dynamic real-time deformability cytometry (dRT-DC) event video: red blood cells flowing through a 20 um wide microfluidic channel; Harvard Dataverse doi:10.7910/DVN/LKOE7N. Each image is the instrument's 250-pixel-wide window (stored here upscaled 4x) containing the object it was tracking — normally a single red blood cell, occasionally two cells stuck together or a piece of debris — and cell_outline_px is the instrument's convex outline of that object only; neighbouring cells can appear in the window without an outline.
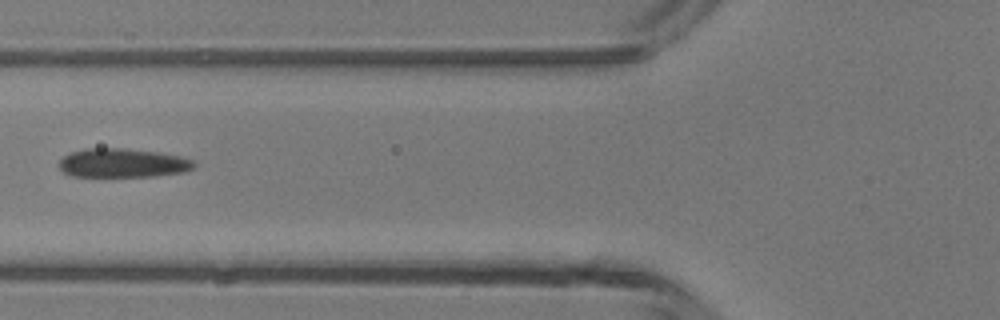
{"species": "common noctule bat (a hibernating species)", "species_latin": "Nyctalus noctula", "temperature_condition": "room temperature", "stored_images_in_passage": 6, "camera_frame_rate_fps": 3000, "um_per_image_px": 0.085, "animal": {"sex": "male", "body_mass_g": 13.3}, "frame": {"image": 1, "passage_image": 6, "time_ms": 5.667, "image_size_px": [1000, 320], "cell_outline_px": [[196, 164], [192, 168], [184, 172], [156, 176], [72, 176], [64, 172], [60, 168], [60, 160], [64, 156], [72, 152], [88, 148], [124, 148], [160, 152], [180, 156], [196, 160]], "centroid_in_image_um": [10.48, 13.85], "position_along_channel_um": 115.3, "area_um2": 22.77}}